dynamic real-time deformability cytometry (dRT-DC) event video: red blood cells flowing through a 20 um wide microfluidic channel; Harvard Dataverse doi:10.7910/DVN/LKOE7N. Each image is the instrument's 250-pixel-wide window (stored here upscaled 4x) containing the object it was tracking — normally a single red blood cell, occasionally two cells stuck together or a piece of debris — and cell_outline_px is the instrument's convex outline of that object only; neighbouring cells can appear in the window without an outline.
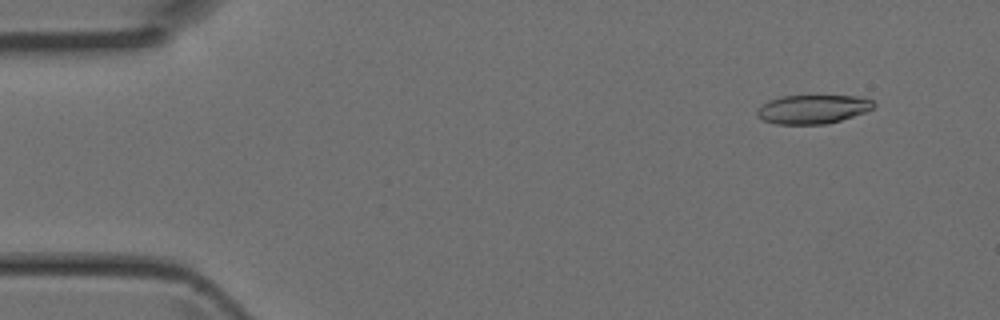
{"species": "Egyptian fruit bat (a non-hibernating species)", "species_latin": "Rousettus aegyptiacus", "temperature_condition": "room temperature", "stored_images_in_passage": 4, "camera_frame_rate_fps": 3000, "um_per_image_px": 0.085, "animal": {"sex": "female"}, "frame": {"image": 1, "passage_image": 1, "time_ms": 0.0, "image_size_px": [1000, 320], "cell_outline_px": [[876, 104], [872, 108], [864, 112], [840, 120], [824, 124], [776, 124], [764, 120], [756, 116], [756, 108], [768, 100], [780, 96], [856, 96], [872, 100]], "centroid_in_image_um": [69.02, 9.28], "position_along_channel_um": 16.0, "area_um2": 19.54}}
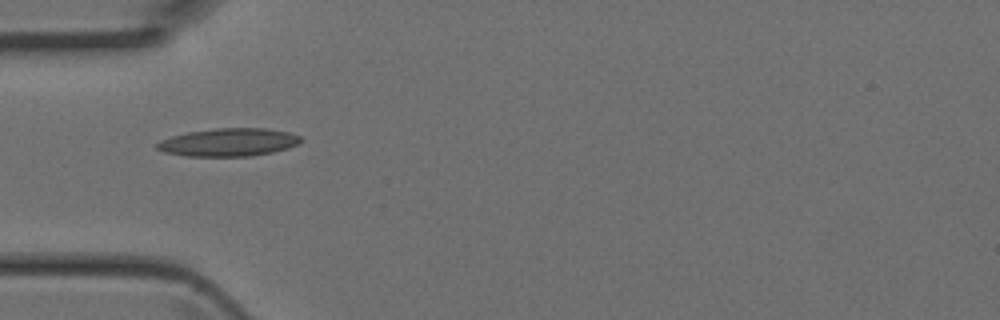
{"frame": {"image": 2, "passage_image": 4, "time_ms": 1.0, "image_size_px": [1000, 320], "cell_outline_px": [[304, 140], [300, 144], [288, 148], [272, 152], [252, 156], [184, 156], [164, 152], [156, 148], [156, 144], [160, 140], [172, 136], [188, 132], [216, 128], [268, 128], [288, 132], [300, 136]], "centroid_in_image_um": [19.46, 12.09], "position_along_channel_um": 65.5, "area_um2": 23.58}}